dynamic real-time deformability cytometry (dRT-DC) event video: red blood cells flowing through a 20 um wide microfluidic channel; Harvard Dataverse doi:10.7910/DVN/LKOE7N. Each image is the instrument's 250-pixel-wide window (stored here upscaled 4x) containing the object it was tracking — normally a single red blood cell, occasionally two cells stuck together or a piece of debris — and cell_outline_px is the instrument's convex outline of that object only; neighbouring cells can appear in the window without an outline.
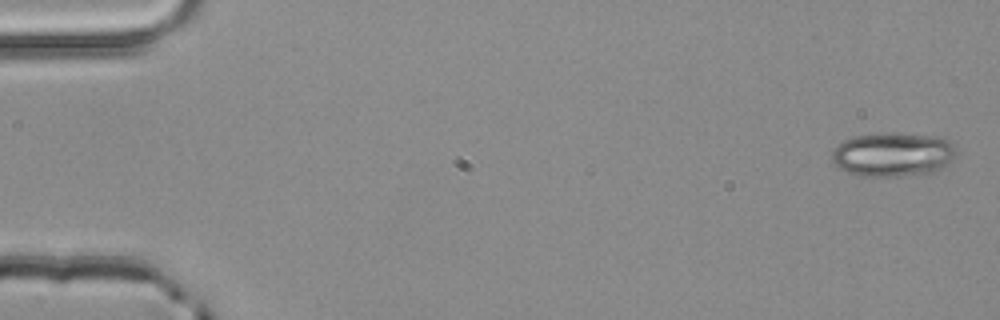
{"species": "common noctule bat (a hibernating species)", "species_latin": "Nyctalus noctula", "temperature_condition": "room temperature", "stored_images_in_passage": 2, "camera_frame_rate_fps": 3000, "um_per_image_px": 0.085, "animal": {"sex": "male", "body_mass_g": 20.4}, "frame": {"image": 1, "passage_image": 1, "time_ms": 0.0, "image_size_px": [1000, 320], "cell_outline_px": [[956, 156], [952, 160], [936, 172], [900, 176], [860, 176], [848, 172], [840, 168], [832, 160], [832, 152], [836, 144], [852, 136], [880, 132], [944, 136], [952, 140], [956, 152]], "centroid_in_image_um": [75.93, 13.1], "position_along_channel_um": 9.1, "area_um2": 32.54}}